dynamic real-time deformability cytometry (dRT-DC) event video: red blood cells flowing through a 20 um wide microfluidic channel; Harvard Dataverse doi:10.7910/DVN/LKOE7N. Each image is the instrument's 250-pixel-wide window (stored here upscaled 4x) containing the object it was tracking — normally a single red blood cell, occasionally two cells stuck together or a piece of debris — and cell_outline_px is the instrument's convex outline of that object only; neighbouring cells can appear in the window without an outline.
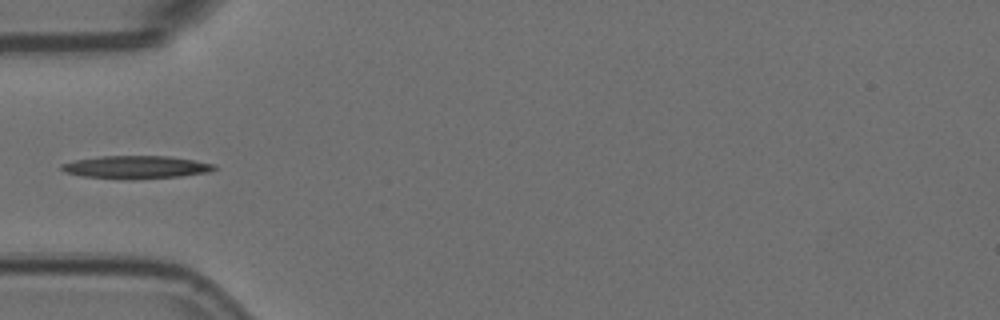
{"species": "Egyptian fruit bat (a non-hibernating species)", "species_latin": "Rousettus aegyptiacus", "temperature_condition": "room temperature", "stored_images_in_passage": 39, "camera_frame_rate_fps": 3000, "um_per_image_px": 0.085, "animal": {"sex": "female"}, "frame": {"image": 1, "passage_image": 1, "time_ms": 0.0, "image_size_px": [1000, 320], "cell_outline_px": [[216, 168], [208, 172], [180, 176], [132, 180], [128, 180], [80, 176], [64, 172], [60, 168], [60, 164], [76, 160], [100, 156], [168, 156], [216, 164]], "centroid_in_image_um": [11.52, 14.22], "position_along_channel_um": 73.5, "area_um2": 20.46}}
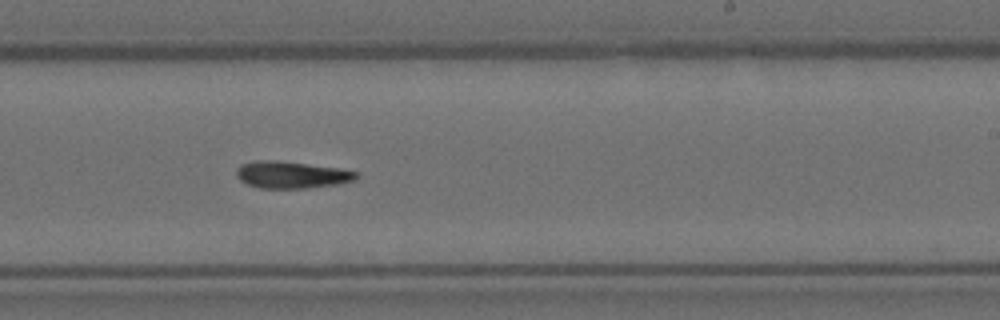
{"frame": {"image": 2, "passage_image": 17, "time_ms": 5.333, "image_size_px": [1000, 320], "cell_outline_px": [[360, 176], [356, 180], [340, 184], [304, 188], [260, 188], [248, 184], [240, 180], [236, 176], [236, 168], [240, 164], [256, 160], [280, 160], [340, 168], [356, 172]], "centroid_in_image_um": [24.78, 14.84], "position_along_channel_um": 264.2, "area_um2": 19.07}}
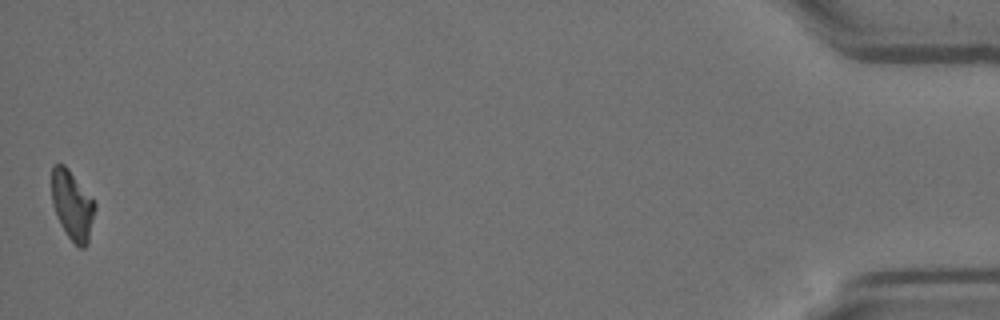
{"frame": {"image": 3, "passage_image": 39, "time_ms": 12.667, "image_size_px": [1000, 320], "cell_outline_px": [[96, 208], [88, 244], [84, 248], [80, 248], [68, 236], [60, 224], [52, 204], [52, 164], [64, 164], [68, 168], [92, 196], [96, 204]], "centroid_in_image_um": [6.17, 17.43], "position_along_channel_um": 429.0, "area_um2": 17.63}}